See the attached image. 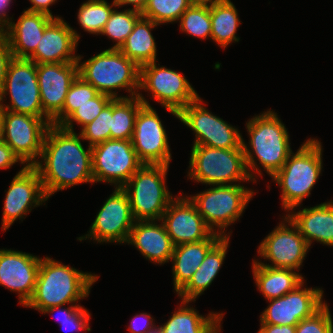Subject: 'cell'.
I'll list each match as a JSON object with an SVG mask.
<instances>
[{
    "label": "cell",
    "instance_id": "38",
    "mask_svg": "<svg viewBox=\"0 0 333 333\" xmlns=\"http://www.w3.org/2000/svg\"><path fill=\"white\" fill-rule=\"evenodd\" d=\"M112 99L106 94L99 93L95 98L90 99V102L79 106L60 126L74 132V121L83 128L92 122Z\"/></svg>",
    "mask_w": 333,
    "mask_h": 333
},
{
    "label": "cell",
    "instance_id": "49",
    "mask_svg": "<svg viewBox=\"0 0 333 333\" xmlns=\"http://www.w3.org/2000/svg\"><path fill=\"white\" fill-rule=\"evenodd\" d=\"M148 0H113L115 3L116 7H121L124 5H129L131 4L133 6L132 9L142 12L143 9L145 8Z\"/></svg>",
    "mask_w": 333,
    "mask_h": 333
},
{
    "label": "cell",
    "instance_id": "45",
    "mask_svg": "<svg viewBox=\"0 0 333 333\" xmlns=\"http://www.w3.org/2000/svg\"><path fill=\"white\" fill-rule=\"evenodd\" d=\"M29 1L33 5H31V7L27 9V11L44 13L54 18H61L59 17V15L58 17L53 16L49 8L52 4L55 3V1L57 2V0H29Z\"/></svg>",
    "mask_w": 333,
    "mask_h": 333
},
{
    "label": "cell",
    "instance_id": "23",
    "mask_svg": "<svg viewBox=\"0 0 333 333\" xmlns=\"http://www.w3.org/2000/svg\"><path fill=\"white\" fill-rule=\"evenodd\" d=\"M140 251L147 260L165 264L171 260L174 247L165 226L156 220L135 221L127 241Z\"/></svg>",
    "mask_w": 333,
    "mask_h": 333
},
{
    "label": "cell",
    "instance_id": "46",
    "mask_svg": "<svg viewBox=\"0 0 333 333\" xmlns=\"http://www.w3.org/2000/svg\"><path fill=\"white\" fill-rule=\"evenodd\" d=\"M64 305H59L56 307H51V308H46L45 310H43L41 313L46 314V313H53L56 310L58 311V320H63V319H67V317H70L72 314H74L80 307L81 305L79 304H71V306L69 305V307H63ZM62 307V308H61ZM61 317V318H60Z\"/></svg>",
    "mask_w": 333,
    "mask_h": 333
},
{
    "label": "cell",
    "instance_id": "26",
    "mask_svg": "<svg viewBox=\"0 0 333 333\" xmlns=\"http://www.w3.org/2000/svg\"><path fill=\"white\" fill-rule=\"evenodd\" d=\"M222 238L214 233L209 239L176 245L171 257L174 291L178 293L200 267L208 251Z\"/></svg>",
    "mask_w": 333,
    "mask_h": 333
},
{
    "label": "cell",
    "instance_id": "50",
    "mask_svg": "<svg viewBox=\"0 0 333 333\" xmlns=\"http://www.w3.org/2000/svg\"><path fill=\"white\" fill-rule=\"evenodd\" d=\"M224 0H190L191 5H200V6H214L217 3H220Z\"/></svg>",
    "mask_w": 333,
    "mask_h": 333
},
{
    "label": "cell",
    "instance_id": "30",
    "mask_svg": "<svg viewBox=\"0 0 333 333\" xmlns=\"http://www.w3.org/2000/svg\"><path fill=\"white\" fill-rule=\"evenodd\" d=\"M158 25L152 20L141 16L119 50L139 67L155 62L157 60V48L151 29Z\"/></svg>",
    "mask_w": 333,
    "mask_h": 333
},
{
    "label": "cell",
    "instance_id": "33",
    "mask_svg": "<svg viewBox=\"0 0 333 333\" xmlns=\"http://www.w3.org/2000/svg\"><path fill=\"white\" fill-rule=\"evenodd\" d=\"M112 7H116L115 3L109 4L106 0L83 2L77 15L81 28L90 34L100 35L113 11Z\"/></svg>",
    "mask_w": 333,
    "mask_h": 333
},
{
    "label": "cell",
    "instance_id": "8",
    "mask_svg": "<svg viewBox=\"0 0 333 333\" xmlns=\"http://www.w3.org/2000/svg\"><path fill=\"white\" fill-rule=\"evenodd\" d=\"M253 191L241 184L213 185L199 194L187 197L214 233L230 237L229 232L225 234L226 228L239 220L248 202L253 198Z\"/></svg>",
    "mask_w": 333,
    "mask_h": 333
},
{
    "label": "cell",
    "instance_id": "35",
    "mask_svg": "<svg viewBox=\"0 0 333 333\" xmlns=\"http://www.w3.org/2000/svg\"><path fill=\"white\" fill-rule=\"evenodd\" d=\"M190 0H148L141 15L157 24L178 22Z\"/></svg>",
    "mask_w": 333,
    "mask_h": 333
},
{
    "label": "cell",
    "instance_id": "52",
    "mask_svg": "<svg viewBox=\"0 0 333 333\" xmlns=\"http://www.w3.org/2000/svg\"><path fill=\"white\" fill-rule=\"evenodd\" d=\"M3 141V135H2V119H1V113H0V142Z\"/></svg>",
    "mask_w": 333,
    "mask_h": 333
},
{
    "label": "cell",
    "instance_id": "17",
    "mask_svg": "<svg viewBox=\"0 0 333 333\" xmlns=\"http://www.w3.org/2000/svg\"><path fill=\"white\" fill-rule=\"evenodd\" d=\"M303 281L294 290L284 296L267 300L269 306L260 316L261 324L296 326L301 320L313 316L326 303L323 302V290L303 288Z\"/></svg>",
    "mask_w": 333,
    "mask_h": 333
},
{
    "label": "cell",
    "instance_id": "1",
    "mask_svg": "<svg viewBox=\"0 0 333 333\" xmlns=\"http://www.w3.org/2000/svg\"><path fill=\"white\" fill-rule=\"evenodd\" d=\"M81 140L80 133L53 124L49 126L39 157L41 160L33 165L48 198L74 185L94 183L92 147L85 150Z\"/></svg>",
    "mask_w": 333,
    "mask_h": 333
},
{
    "label": "cell",
    "instance_id": "48",
    "mask_svg": "<svg viewBox=\"0 0 333 333\" xmlns=\"http://www.w3.org/2000/svg\"><path fill=\"white\" fill-rule=\"evenodd\" d=\"M10 3H12V0H0V33H2L13 21L6 13L7 7H10Z\"/></svg>",
    "mask_w": 333,
    "mask_h": 333
},
{
    "label": "cell",
    "instance_id": "19",
    "mask_svg": "<svg viewBox=\"0 0 333 333\" xmlns=\"http://www.w3.org/2000/svg\"><path fill=\"white\" fill-rule=\"evenodd\" d=\"M181 195L169 203L160 220L173 244L176 246L209 239L214 232L207 226L191 200Z\"/></svg>",
    "mask_w": 333,
    "mask_h": 333
},
{
    "label": "cell",
    "instance_id": "34",
    "mask_svg": "<svg viewBox=\"0 0 333 333\" xmlns=\"http://www.w3.org/2000/svg\"><path fill=\"white\" fill-rule=\"evenodd\" d=\"M141 12L134 9H124L117 11L113 8L110 17L105 24L101 35H106L116 43L111 49H120L129 34L133 31L136 21L141 17Z\"/></svg>",
    "mask_w": 333,
    "mask_h": 333
},
{
    "label": "cell",
    "instance_id": "21",
    "mask_svg": "<svg viewBox=\"0 0 333 333\" xmlns=\"http://www.w3.org/2000/svg\"><path fill=\"white\" fill-rule=\"evenodd\" d=\"M78 63L37 64V78L43 113L52 121L62 110Z\"/></svg>",
    "mask_w": 333,
    "mask_h": 333
},
{
    "label": "cell",
    "instance_id": "25",
    "mask_svg": "<svg viewBox=\"0 0 333 333\" xmlns=\"http://www.w3.org/2000/svg\"><path fill=\"white\" fill-rule=\"evenodd\" d=\"M288 212L287 217L298 228L309 247L317 241L333 247V201L321 203L298 212Z\"/></svg>",
    "mask_w": 333,
    "mask_h": 333
},
{
    "label": "cell",
    "instance_id": "5",
    "mask_svg": "<svg viewBox=\"0 0 333 333\" xmlns=\"http://www.w3.org/2000/svg\"><path fill=\"white\" fill-rule=\"evenodd\" d=\"M81 59L82 56L79 55L78 75L99 93L112 98H127L128 96L119 97L113 91L126 89L131 94L130 97L138 96L140 67L119 49L108 48L82 63Z\"/></svg>",
    "mask_w": 333,
    "mask_h": 333
},
{
    "label": "cell",
    "instance_id": "40",
    "mask_svg": "<svg viewBox=\"0 0 333 333\" xmlns=\"http://www.w3.org/2000/svg\"><path fill=\"white\" fill-rule=\"evenodd\" d=\"M296 333H333L332 315L326 303L313 316L296 325Z\"/></svg>",
    "mask_w": 333,
    "mask_h": 333
},
{
    "label": "cell",
    "instance_id": "24",
    "mask_svg": "<svg viewBox=\"0 0 333 333\" xmlns=\"http://www.w3.org/2000/svg\"><path fill=\"white\" fill-rule=\"evenodd\" d=\"M17 22L2 32L8 39L12 56L28 58L42 39L46 26L54 19L44 13L24 10Z\"/></svg>",
    "mask_w": 333,
    "mask_h": 333
},
{
    "label": "cell",
    "instance_id": "18",
    "mask_svg": "<svg viewBox=\"0 0 333 333\" xmlns=\"http://www.w3.org/2000/svg\"><path fill=\"white\" fill-rule=\"evenodd\" d=\"M5 192L1 223L3 231L9 229L18 218H25L32 207L42 205L48 200L39 174L33 166L24 165Z\"/></svg>",
    "mask_w": 333,
    "mask_h": 333
},
{
    "label": "cell",
    "instance_id": "4",
    "mask_svg": "<svg viewBox=\"0 0 333 333\" xmlns=\"http://www.w3.org/2000/svg\"><path fill=\"white\" fill-rule=\"evenodd\" d=\"M322 151L318 139H307L272 177L282 188V207L287 212L302 205L304 198L310 196L323 168Z\"/></svg>",
    "mask_w": 333,
    "mask_h": 333
},
{
    "label": "cell",
    "instance_id": "29",
    "mask_svg": "<svg viewBox=\"0 0 333 333\" xmlns=\"http://www.w3.org/2000/svg\"><path fill=\"white\" fill-rule=\"evenodd\" d=\"M252 268L256 286L267 300L284 296L304 281V277L293 269L271 268L256 260H253Z\"/></svg>",
    "mask_w": 333,
    "mask_h": 333
},
{
    "label": "cell",
    "instance_id": "6",
    "mask_svg": "<svg viewBox=\"0 0 333 333\" xmlns=\"http://www.w3.org/2000/svg\"><path fill=\"white\" fill-rule=\"evenodd\" d=\"M169 166L143 164L122 187L130 201L135 221L161 220L175 198L165 185Z\"/></svg>",
    "mask_w": 333,
    "mask_h": 333
},
{
    "label": "cell",
    "instance_id": "51",
    "mask_svg": "<svg viewBox=\"0 0 333 333\" xmlns=\"http://www.w3.org/2000/svg\"><path fill=\"white\" fill-rule=\"evenodd\" d=\"M147 333H163V330L161 328V326H154L149 332Z\"/></svg>",
    "mask_w": 333,
    "mask_h": 333
},
{
    "label": "cell",
    "instance_id": "3",
    "mask_svg": "<svg viewBox=\"0 0 333 333\" xmlns=\"http://www.w3.org/2000/svg\"><path fill=\"white\" fill-rule=\"evenodd\" d=\"M99 276L76 270L50 257L41 258L37 282L31 299L24 307L40 312L59 305L76 304L88 297Z\"/></svg>",
    "mask_w": 333,
    "mask_h": 333
},
{
    "label": "cell",
    "instance_id": "22",
    "mask_svg": "<svg viewBox=\"0 0 333 333\" xmlns=\"http://www.w3.org/2000/svg\"><path fill=\"white\" fill-rule=\"evenodd\" d=\"M80 35L62 18H54L45 28L36 50L27 58L36 64L77 62Z\"/></svg>",
    "mask_w": 333,
    "mask_h": 333
},
{
    "label": "cell",
    "instance_id": "14",
    "mask_svg": "<svg viewBox=\"0 0 333 333\" xmlns=\"http://www.w3.org/2000/svg\"><path fill=\"white\" fill-rule=\"evenodd\" d=\"M138 98L143 102L135 118L131 139L133 148L143 164H161L169 166L171 160L168 136L164 126L142 93Z\"/></svg>",
    "mask_w": 333,
    "mask_h": 333
},
{
    "label": "cell",
    "instance_id": "9",
    "mask_svg": "<svg viewBox=\"0 0 333 333\" xmlns=\"http://www.w3.org/2000/svg\"><path fill=\"white\" fill-rule=\"evenodd\" d=\"M10 97V103L4 100ZM0 110L27 114L33 117L49 119L41 105L37 78V64L27 58L13 57L7 67L3 89L0 93Z\"/></svg>",
    "mask_w": 333,
    "mask_h": 333
},
{
    "label": "cell",
    "instance_id": "31",
    "mask_svg": "<svg viewBox=\"0 0 333 333\" xmlns=\"http://www.w3.org/2000/svg\"><path fill=\"white\" fill-rule=\"evenodd\" d=\"M211 40L225 48L231 42H238L236 31L240 26L237 9L231 0H224L210 6Z\"/></svg>",
    "mask_w": 333,
    "mask_h": 333
},
{
    "label": "cell",
    "instance_id": "16",
    "mask_svg": "<svg viewBox=\"0 0 333 333\" xmlns=\"http://www.w3.org/2000/svg\"><path fill=\"white\" fill-rule=\"evenodd\" d=\"M134 223L127 193L123 188L115 187L96 215L88 234L78 237V240L92 238L98 243H127Z\"/></svg>",
    "mask_w": 333,
    "mask_h": 333
},
{
    "label": "cell",
    "instance_id": "27",
    "mask_svg": "<svg viewBox=\"0 0 333 333\" xmlns=\"http://www.w3.org/2000/svg\"><path fill=\"white\" fill-rule=\"evenodd\" d=\"M230 237H222L206 254L189 282L177 293L183 301H196L214 281L227 254Z\"/></svg>",
    "mask_w": 333,
    "mask_h": 333
},
{
    "label": "cell",
    "instance_id": "47",
    "mask_svg": "<svg viewBox=\"0 0 333 333\" xmlns=\"http://www.w3.org/2000/svg\"><path fill=\"white\" fill-rule=\"evenodd\" d=\"M257 333H296V326L261 324Z\"/></svg>",
    "mask_w": 333,
    "mask_h": 333
},
{
    "label": "cell",
    "instance_id": "42",
    "mask_svg": "<svg viewBox=\"0 0 333 333\" xmlns=\"http://www.w3.org/2000/svg\"><path fill=\"white\" fill-rule=\"evenodd\" d=\"M13 58L7 37L0 33V93L3 89L7 67Z\"/></svg>",
    "mask_w": 333,
    "mask_h": 333
},
{
    "label": "cell",
    "instance_id": "20",
    "mask_svg": "<svg viewBox=\"0 0 333 333\" xmlns=\"http://www.w3.org/2000/svg\"><path fill=\"white\" fill-rule=\"evenodd\" d=\"M40 261L41 258L30 253L0 249V285L17 292L23 306L34 293Z\"/></svg>",
    "mask_w": 333,
    "mask_h": 333
},
{
    "label": "cell",
    "instance_id": "43",
    "mask_svg": "<svg viewBox=\"0 0 333 333\" xmlns=\"http://www.w3.org/2000/svg\"><path fill=\"white\" fill-rule=\"evenodd\" d=\"M140 318V320H139ZM143 320L142 322H139V324L137 323L138 321H141ZM154 318L151 317L150 314H147V313H140L139 314H136L133 319L131 320V323L129 325V331L130 333H147L149 332L154 326H155V322H153ZM142 325H141V324Z\"/></svg>",
    "mask_w": 333,
    "mask_h": 333
},
{
    "label": "cell",
    "instance_id": "10",
    "mask_svg": "<svg viewBox=\"0 0 333 333\" xmlns=\"http://www.w3.org/2000/svg\"><path fill=\"white\" fill-rule=\"evenodd\" d=\"M139 89L150 91L152 98L178 119V112L199 95L186 77L155 62L140 66Z\"/></svg>",
    "mask_w": 333,
    "mask_h": 333
},
{
    "label": "cell",
    "instance_id": "37",
    "mask_svg": "<svg viewBox=\"0 0 333 333\" xmlns=\"http://www.w3.org/2000/svg\"><path fill=\"white\" fill-rule=\"evenodd\" d=\"M178 21L182 32L202 40L211 39L210 7L190 5Z\"/></svg>",
    "mask_w": 333,
    "mask_h": 333
},
{
    "label": "cell",
    "instance_id": "41",
    "mask_svg": "<svg viewBox=\"0 0 333 333\" xmlns=\"http://www.w3.org/2000/svg\"><path fill=\"white\" fill-rule=\"evenodd\" d=\"M91 317V313L81 306L74 314H72L70 317H67V319L58 320L61 326L66 331H91L89 321ZM66 328V329H65Z\"/></svg>",
    "mask_w": 333,
    "mask_h": 333
},
{
    "label": "cell",
    "instance_id": "13",
    "mask_svg": "<svg viewBox=\"0 0 333 333\" xmlns=\"http://www.w3.org/2000/svg\"><path fill=\"white\" fill-rule=\"evenodd\" d=\"M201 97L178 112V119L195 133L193 146L243 149L240 131L204 107Z\"/></svg>",
    "mask_w": 333,
    "mask_h": 333
},
{
    "label": "cell",
    "instance_id": "11",
    "mask_svg": "<svg viewBox=\"0 0 333 333\" xmlns=\"http://www.w3.org/2000/svg\"><path fill=\"white\" fill-rule=\"evenodd\" d=\"M2 135L5 142L19 158L21 164L33 166L40 157L50 119L0 110Z\"/></svg>",
    "mask_w": 333,
    "mask_h": 333
},
{
    "label": "cell",
    "instance_id": "32",
    "mask_svg": "<svg viewBox=\"0 0 333 333\" xmlns=\"http://www.w3.org/2000/svg\"><path fill=\"white\" fill-rule=\"evenodd\" d=\"M143 105L138 96L112 99L110 139H132L135 118Z\"/></svg>",
    "mask_w": 333,
    "mask_h": 333
},
{
    "label": "cell",
    "instance_id": "39",
    "mask_svg": "<svg viewBox=\"0 0 333 333\" xmlns=\"http://www.w3.org/2000/svg\"><path fill=\"white\" fill-rule=\"evenodd\" d=\"M112 118V100L103 108L100 114L86 126L80 135L83 140L88 141V146H95L110 139V127Z\"/></svg>",
    "mask_w": 333,
    "mask_h": 333
},
{
    "label": "cell",
    "instance_id": "44",
    "mask_svg": "<svg viewBox=\"0 0 333 333\" xmlns=\"http://www.w3.org/2000/svg\"><path fill=\"white\" fill-rule=\"evenodd\" d=\"M19 161L11 148L5 142H0V169L11 168Z\"/></svg>",
    "mask_w": 333,
    "mask_h": 333
},
{
    "label": "cell",
    "instance_id": "7",
    "mask_svg": "<svg viewBox=\"0 0 333 333\" xmlns=\"http://www.w3.org/2000/svg\"><path fill=\"white\" fill-rule=\"evenodd\" d=\"M189 165V178L210 187L253 182L246 166L243 149L192 146Z\"/></svg>",
    "mask_w": 333,
    "mask_h": 333
},
{
    "label": "cell",
    "instance_id": "36",
    "mask_svg": "<svg viewBox=\"0 0 333 333\" xmlns=\"http://www.w3.org/2000/svg\"><path fill=\"white\" fill-rule=\"evenodd\" d=\"M98 94V90L93 85L85 82L78 75L69 88L63 110L52 120V124L60 126L79 106L90 102V99Z\"/></svg>",
    "mask_w": 333,
    "mask_h": 333
},
{
    "label": "cell",
    "instance_id": "28",
    "mask_svg": "<svg viewBox=\"0 0 333 333\" xmlns=\"http://www.w3.org/2000/svg\"><path fill=\"white\" fill-rule=\"evenodd\" d=\"M189 301H181L164 325L163 333H219L221 321L225 314L210 312L208 316L200 315L196 309L189 307Z\"/></svg>",
    "mask_w": 333,
    "mask_h": 333
},
{
    "label": "cell",
    "instance_id": "12",
    "mask_svg": "<svg viewBox=\"0 0 333 333\" xmlns=\"http://www.w3.org/2000/svg\"><path fill=\"white\" fill-rule=\"evenodd\" d=\"M142 165L131 140L109 139L92 147L94 183L122 188Z\"/></svg>",
    "mask_w": 333,
    "mask_h": 333
},
{
    "label": "cell",
    "instance_id": "2",
    "mask_svg": "<svg viewBox=\"0 0 333 333\" xmlns=\"http://www.w3.org/2000/svg\"><path fill=\"white\" fill-rule=\"evenodd\" d=\"M246 129L250 136V147L247 146L244 139H242V147L250 177L256 182L254 174L262 175L258 168L261 164L272 178L292 153L289 133L285 125L278 118L277 113L268 109L249 119ZM257 161H259L258 165Z\"/></svg>",
    "mask_w": 333,
    "mask_h": 333
},
{
    "label": "cell",
    "instance_id": "15",
    "mask_svg": "<svg viewBox=\"0 0 333 333\" xmlns=\"http://www.w3.org/2000/svg\"><path fill=\"white\" fill-rule=\"evenodd\" d=\"M284 217V221H281L283 223L269 233L258 247L259 256L272 264L256 261L271 268L299 271L310 247L292 221L287 216Z\"/></svg>",
    "mask_w": 333,
    "mask_h": 333
}]
</instances>
